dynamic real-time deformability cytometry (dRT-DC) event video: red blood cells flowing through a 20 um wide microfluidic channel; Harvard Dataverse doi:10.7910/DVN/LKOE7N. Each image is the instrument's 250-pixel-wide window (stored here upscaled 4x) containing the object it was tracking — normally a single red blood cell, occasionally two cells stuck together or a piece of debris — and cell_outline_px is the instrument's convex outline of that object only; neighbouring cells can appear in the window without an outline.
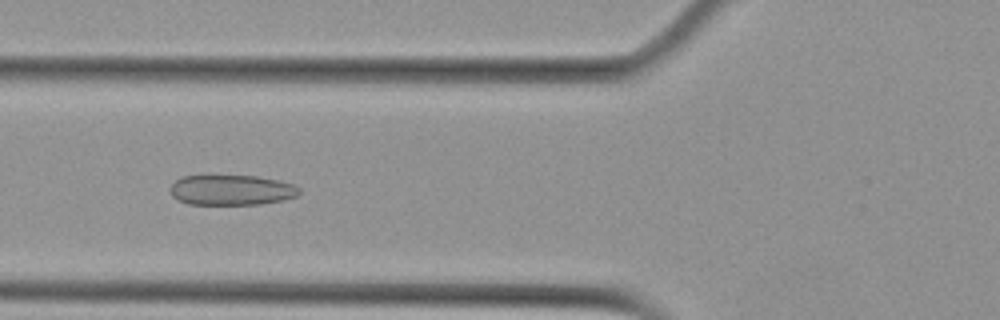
{"species": "Egyptian fruit bat (a non-hibernating species)", "species_latin": "Rousettus aegyptiacus", "temperature_condition": "cold", "stored_images_in_passage": 6, "camera_frame_rate_fps": 3000, "um_per_image_px": 0.085, "animal": {"sex": "female"}, "frame": {"image": 1, "passage_image": 6, "time_ms": 5.667, "image_size_px": [1000, 320], "cell_outline_px": [[300, 192], [296, 196], [284, 200], [260, 204], [188, 204], [172, 196], [168, 188], [176, 180], [184, 176], [256, 176], [276, 180], [292, 184], [300, 188]], "centroid_in_image_um": [19.66, 16.16], "position_along_channel_um": 106.1, "area_um2": 22.6}}